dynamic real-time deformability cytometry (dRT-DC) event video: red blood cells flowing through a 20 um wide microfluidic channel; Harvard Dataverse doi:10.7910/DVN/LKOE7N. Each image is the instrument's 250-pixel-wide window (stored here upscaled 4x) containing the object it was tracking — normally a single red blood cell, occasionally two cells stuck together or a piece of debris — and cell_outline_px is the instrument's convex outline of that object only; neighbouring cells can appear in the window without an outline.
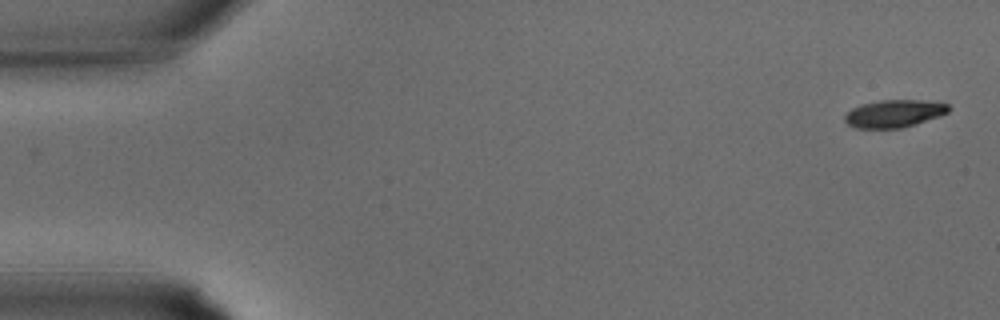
{"species": "common noctule bat (a hibernating species)", "species_latin": "Nyctalus noctula", "temperature_condition": "warm", "stored_images_in_passage": 33, "camera_frame_rate_fps": 3000, "um_per_image_px": 0.085, "animal": {"sex": "male", "body_mass_g": 15.6}, "frame": {"image": 1, "passage_image": 1, "time_ms": 0.0, "image_size_px": [1000, 320], "cell_outline_px": [[952, 108], [948, 112], [940, 116], [916, 124], [900, 128], [856, 128], [848, 124], [844, 120], [844, 116], [852, 108], [860, 104], [880, 100], [920, 100], [948, 104]], "centroid_in_image_um": [76.0, 9.65], "position_along_channel_um": 9.0, "area_um2": 16.7}}
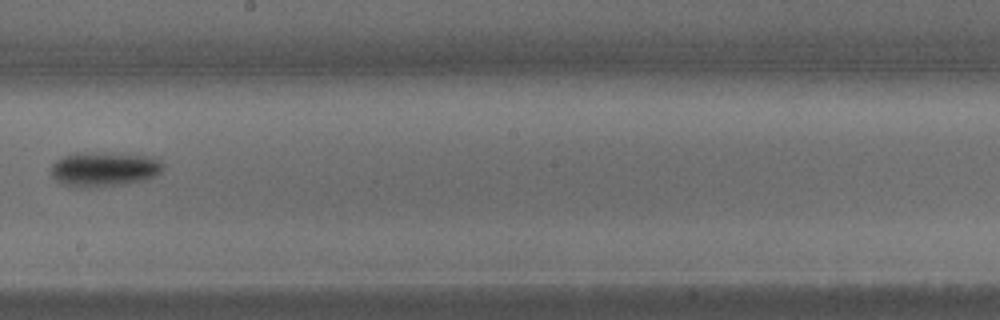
{"frame": {"image": 2, "passage_image": 19, "time_ms": 6.0, "image_size_px": [1000, 320], "cell_outline_px": [[164, 168], [156, 176], [144, 180], [124, 184], [88, 188], [76, 188], [64, 184], [56, 180], [52, 176], [52, 164], [56, 160], [64, 156], [76, 152], [152, 156], [160, 160], [164, 164]], "centroid_in_image_um": [8.86, 14.39], "position_along_channel_um": 239.3, "area_um2": 22.6}}
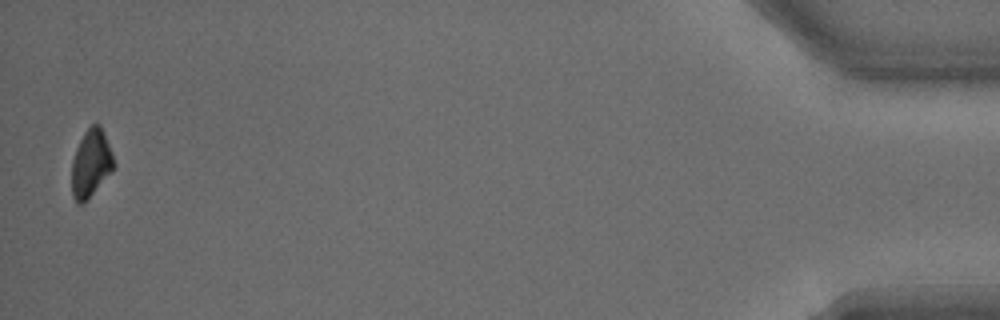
{"frame": {"image": 3, "passage_image": 33, "time_ms": 10.667, "image_size_px": [1000, 320], "cell_outline_px": [[116, 168], [84, 204], [76, 204], [72, 196], [72, 160], [76, 148], [84, 132], [92, 124], [100, 124], [112, 152], [116, 164]], "centroid_in_image_um": [7.74, 13.93], "position_along_channel_um": 427.5, "area_um2": 16.94}}